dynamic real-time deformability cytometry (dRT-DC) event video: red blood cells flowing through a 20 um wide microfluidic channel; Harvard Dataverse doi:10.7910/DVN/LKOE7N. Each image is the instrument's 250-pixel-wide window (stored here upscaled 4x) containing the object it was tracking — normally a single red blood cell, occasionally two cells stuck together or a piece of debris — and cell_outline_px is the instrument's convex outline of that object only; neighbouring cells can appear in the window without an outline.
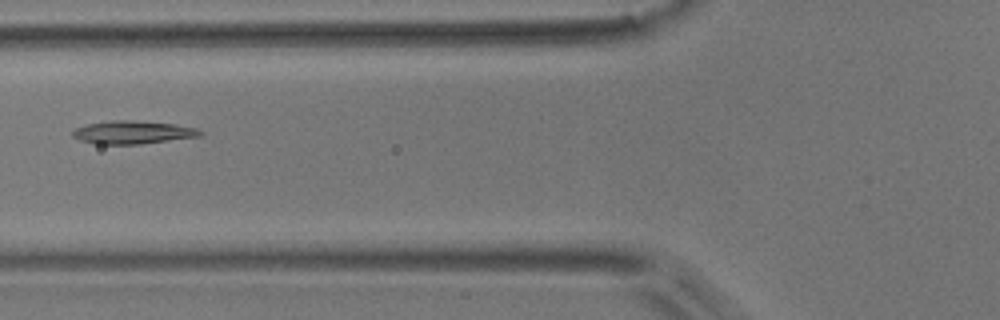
{"species": "common noctule bat (a hibernating species)", "species_latin": "Nyctalus noctula", "temperature_condition": "room temperature", "stored_images_in_passage": 3, "camera_frame_rate_fps": 3000, "um_per_image_px": 0.085, "animal": {"sex": "male", "body_mass_g": 17.9}, "frame": {"image": 1, "passage_image": 2, "time_ms": 0.333, "image_size_px": [1000, 320], "cell_outline_px": [[204, 132], [200, 136], [140, 144], [96, 144], [80, 140], [72, 136], [72, 132], [76, 128], [88, 124], [112, 120], [128, 120], [176, 124], [196, 128]], "centroid_in_image_um": [11.29, 11.25], "position_along_channel_um": 114.5, "area_um2": 16.99}}
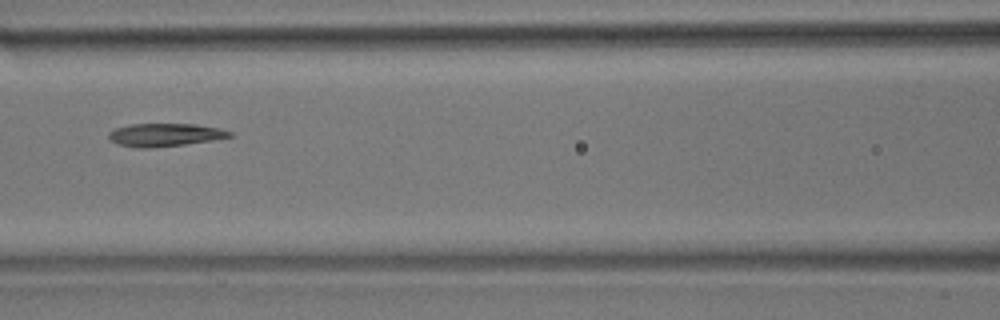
{"frame": {"image": 2, "passage_image": 3, "time_ms": 0.667, "image_size_px": [1000, 320], "cell_outline_px": [[232, 136], [212, 140], [184, 144], [148, 148], [140, 148], [120, 144], [108, 140], [108, 132], [116, 128], [132, 124], [196, 124], [220, 128], [232, 132]], "centroid_in_image_um": [14.01, 11.45], "position_along_channel_um": 152.6, "area_um2": 16.07}}